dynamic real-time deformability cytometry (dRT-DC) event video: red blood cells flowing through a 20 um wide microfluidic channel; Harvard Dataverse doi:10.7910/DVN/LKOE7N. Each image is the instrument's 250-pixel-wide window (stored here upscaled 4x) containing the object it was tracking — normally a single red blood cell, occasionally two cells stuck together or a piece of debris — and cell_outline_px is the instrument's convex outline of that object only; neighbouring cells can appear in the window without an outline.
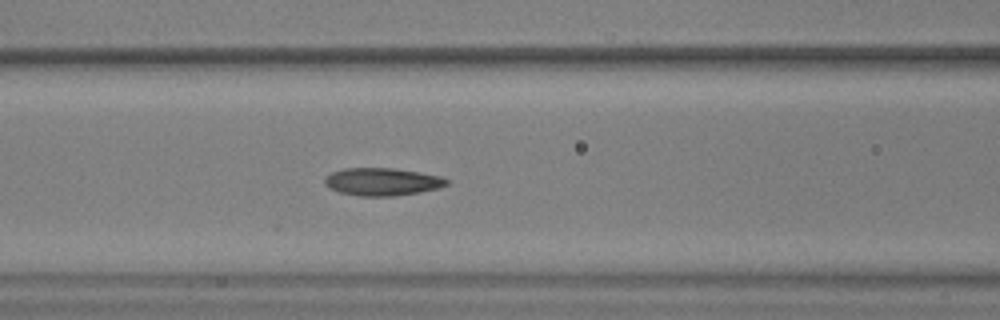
{"species": "common noctule bat (a hibernating species)", "species_latin": "Nyctalus noctula", "temperature_condition": "warm", "stored_images_in_passage": 42, "segment_of_instrument_passage": [1, 2], "camera_frame_rate_fps": 3000, "um_per_image_px": 0.085, "animal": {"sex": "male", "body_mass_g": 17.9, "forearm_length_mm": 54.2}, "frame": {"image": 1, "passage_image": 13, "time_ms": 4.0, "image_size_px": [1000, 320], "cell_outline_px": [[448, 184], [440, 188], [420, 192], [396, 196], [360, 196], [340, 192], [324, 184], [324, 180], [332, 172], [344, 168], [392, 168], [440, 176], [448, 180]], "centroid_in_image_um": [32.51, 15.45], "position_along_channel_um": 134.1, "area_um2": 19.48}}
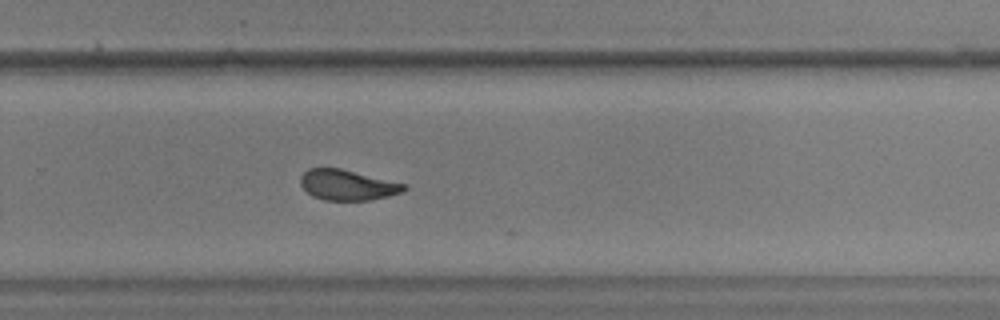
{"frame": {"image": 2, "passage_image": 25, "time_ms": 8.0, "image_size_px": [1000, 320], "cell_outline_px": [[408, 188], [400, 192], [388, 196], [372, 200], [324, 200], [312, 196], [300, 184], [300, 176], [308, 168], [340, 168], [408, 184]], "centroid_in_image_um": [29.54, 15.72], "position_along_channel_um": 300.3, "area_um2": 18.44}}
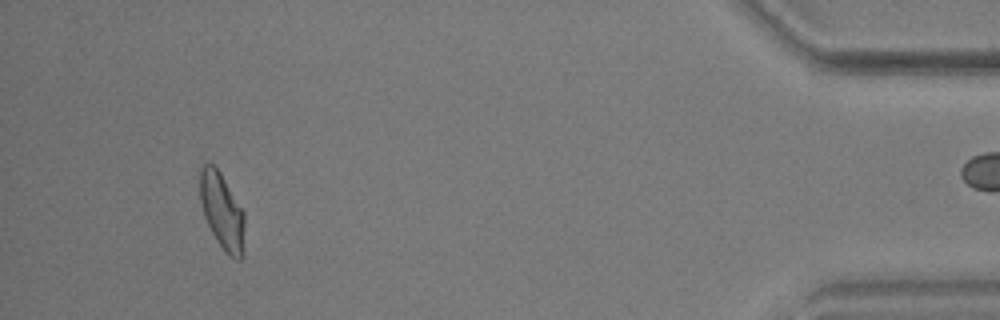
{"frame": {"image": 3, "passage_image": 38, "time_ms": 12.333, "image_size_px": [1000, 320], "cell_outline_px": [[244, 256], [240, 260], [236, 260], [228, 256], [224, 252], [216, 240], [204, 216], [200, 200], [200, 164], [212, 164], [220, 172], [244, 212]], "centroid_in_image_um": [18.88, 18.0], "position_along_channel_um": 416.3, "area_um2": 20.0}}